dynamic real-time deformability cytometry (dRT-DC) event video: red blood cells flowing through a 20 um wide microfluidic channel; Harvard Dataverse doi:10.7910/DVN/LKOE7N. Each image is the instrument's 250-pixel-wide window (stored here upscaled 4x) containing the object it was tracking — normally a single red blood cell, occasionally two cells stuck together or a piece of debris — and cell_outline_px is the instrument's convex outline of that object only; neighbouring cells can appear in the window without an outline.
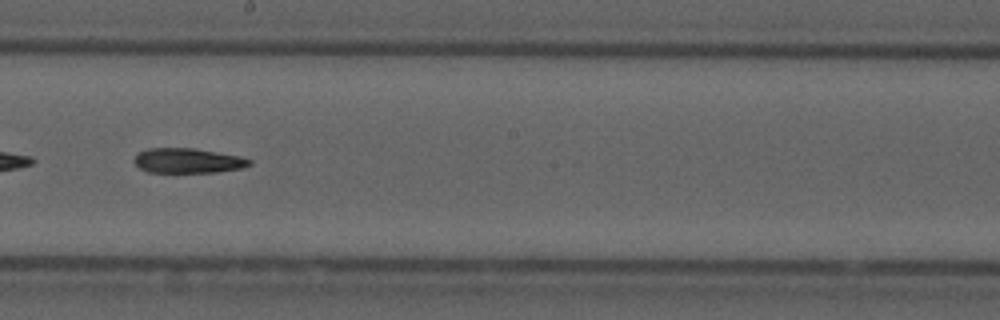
{"species": "common noctule bat (a hibernating species)", "species_latin": "Nyctalus noctula", "temperature_condition": "cold", "stored_images_in_passage": 44, "camera_frame_rate_fps": 3000, "um_per_image_px": 0.085, "animal": {"sex": "male", "forearm_length_mm": 52.5}, "frame": {"image": 1, "passage_image": 19, "time_ms": 6.0, "image_size_px": [1000, 320], "cell_outline_px": [[252, 164], [244, 168], [216, 172], [148, 172], [140, 168], [132, 160], [140, 152], [148, 148], [196, 148], [240, 156], [252, 160]], "centroid_in_image_um": [16.0, 13.65], "position_along_channel_um": 232.2, "area_um2": 16.76}, "authors_computed_cell_mechanics": {"area_um2": 17.6579, "velocity_mm_per_s": 3.7389, "shape_relaxation_time_tau1_ms": 8.1892, "shape_relaxation_time_tau2_ms": null, "deformation_change_tau1": 0.2042, "deformation_change_tau2": null}}